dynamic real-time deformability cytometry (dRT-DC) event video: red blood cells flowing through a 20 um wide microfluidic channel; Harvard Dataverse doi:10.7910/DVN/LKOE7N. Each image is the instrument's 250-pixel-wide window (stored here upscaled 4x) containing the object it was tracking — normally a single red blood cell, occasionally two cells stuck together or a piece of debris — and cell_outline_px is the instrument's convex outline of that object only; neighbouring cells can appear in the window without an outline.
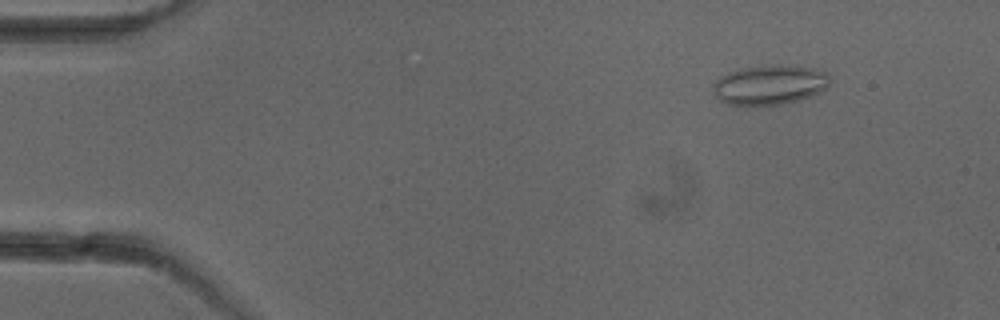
{"species": "common noctule bat (a hibernating species)", "species_latin": "Nyctalus noctula", "temperature_condition": "cold", "stored_images_in_passage": 2, "camera_frame_rate_fps": 3000, "um_per_image_px": 0.085, "animal": {"sex": "female"}, "frame": {"image": 1, "passage_image": 1, "time_ms": 0.0, "image_size_px": [1000, 320], "cell_outline_px": [[832, 80], [820, 92], [812, 96], [800, 100], [780, 104], [748, 108], [728, 104], [720, 100], [716, 96], [716, 80], [720, 76], [728, 72], [744, 68], [764, 64], [796, 64], [812, 68], [824, 72]], "centroid_in_image_um": [65.44, 7.22], "position_along_channel_um": 19.6, "area_um2": 27.63}}